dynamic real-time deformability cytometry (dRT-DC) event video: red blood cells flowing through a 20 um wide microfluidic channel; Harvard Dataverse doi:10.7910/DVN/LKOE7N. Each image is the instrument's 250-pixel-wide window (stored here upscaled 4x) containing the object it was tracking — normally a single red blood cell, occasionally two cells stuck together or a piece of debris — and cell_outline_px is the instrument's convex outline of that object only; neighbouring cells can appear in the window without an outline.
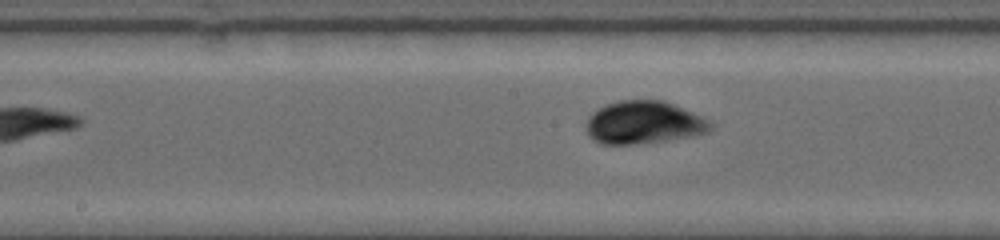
{"species": "common noctule bat (a hibernating species)", "species_latin": "Nyctalus noctula", "temperature_condition": "warm", "stored_images_in_passage": 9, "segment_of_instrument_passage": [2, 2], "camera_frame_rate_fps": 5000, "um_per_image_px": 0.085, "animal": {"sex": "female", "body_mass_g": 19.0, "forearm_length_mm": 53.3}, "frame": {"image": 1, "passage_image": 9, "time_ms": 5.8, "image_size_px": [1000, 240], "cell_outline_px": [[712, 128], [708, 132], [688, 136], [664, 140], [632, 144], [600, 144], [592, 140], [588, 136], [588, 116], [596, 108], [604, 104], [616, 100], [664, 100], [692, 112], [700, 116], [712, 124]], "centroid_in_image_um": [54.65, 10.4], "position_along_channel_um": 193.5, "area_um2": 30.81}}